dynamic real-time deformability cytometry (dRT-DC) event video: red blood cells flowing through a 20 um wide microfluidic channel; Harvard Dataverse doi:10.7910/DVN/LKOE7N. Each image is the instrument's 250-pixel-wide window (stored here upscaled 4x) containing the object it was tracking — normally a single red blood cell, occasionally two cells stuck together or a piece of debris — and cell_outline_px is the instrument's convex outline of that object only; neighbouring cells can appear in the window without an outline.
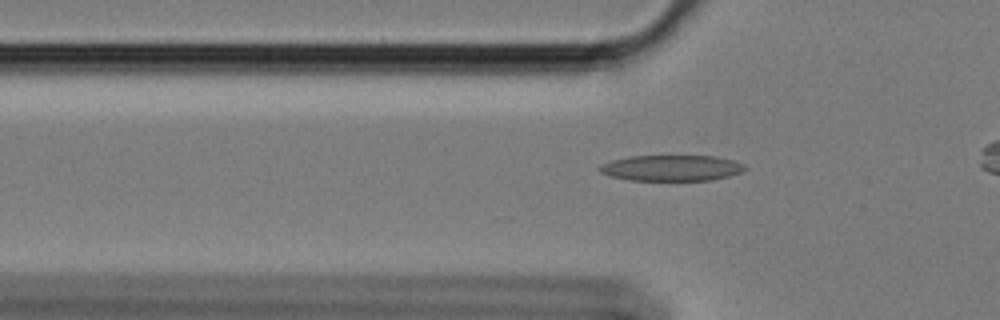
{"species": "Egyptian fruit bat (a non-hibernating species)", "species_latin": "Rousettus aegyptiacus", "temperature_condition": "cold", "stored_images_in_passage": 44, "camera_frame_rate_fps": 3000, "um_per_image_px": 0.085, "animal": {"sex": "female"}, "frame": {"image": 1, "passage_image": 11, "time_ms": 3.333, "image_size_px": [1000, 320], "cell_outline_px": [[748, 168], [740, 172], [728, 176], [712, 180], [628, 180], [612, 176], [600, 172], [596, 168], [600, 164], [612, 160], [628, 156], [716, 156], [732, 160], [744, 164]], "centroid_in_image_um": [57.05, 14.27], "position_along_channel_um": 68.7, "area_um2": 21.91}}
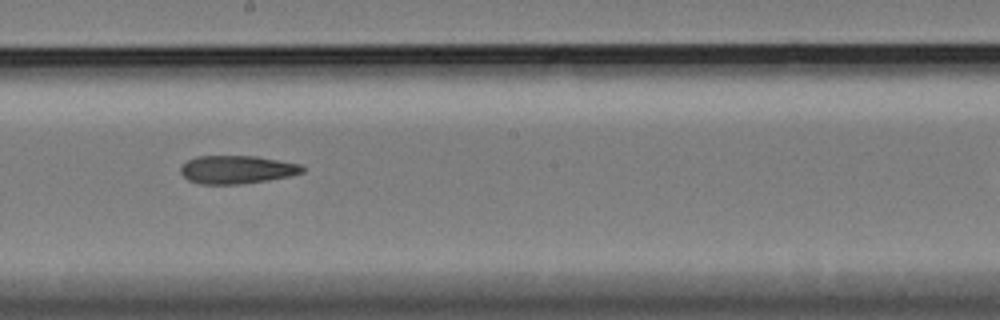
{"frame": {"image": 2, "passage_image": 25, "time_ms": 8.0, "image_size_px": [1000, 320], "cell_outline_px": [[304, 172], [288, 176], [268, 180], [240, 184], [200, 184], [188, 180], [180, 172], [180, 168], [188, 160], [196, 156], [256, 156], [300, 164], [304, 168]], "centroid_in_image_um": [20.12, 14.41], "position_along_channel_um": 228.1, "area_um2": 19.88}}
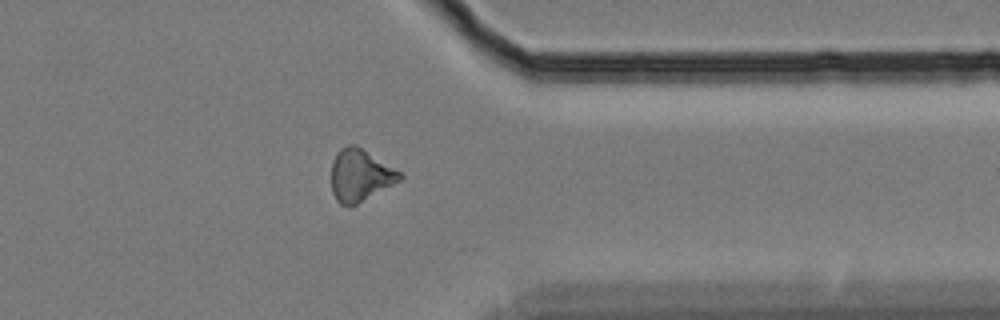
{"frame": {"image": 3, "passage_image": 39, "time_ms": 12.667, "image_size_px": [1000, 320], "cell_outline_px": [[404, 176], [400, 180], [356, 204], [348, 208], [340, 204], [336, 200], [332, 192], [332, 160], [336, 152], [340, 148], [348, 144], [356, 144], [400, 172]], "centroid_in_image_um": [30.57, 14.89], "position_along_channel_um": 380.8, "area_um2": 20.63}}